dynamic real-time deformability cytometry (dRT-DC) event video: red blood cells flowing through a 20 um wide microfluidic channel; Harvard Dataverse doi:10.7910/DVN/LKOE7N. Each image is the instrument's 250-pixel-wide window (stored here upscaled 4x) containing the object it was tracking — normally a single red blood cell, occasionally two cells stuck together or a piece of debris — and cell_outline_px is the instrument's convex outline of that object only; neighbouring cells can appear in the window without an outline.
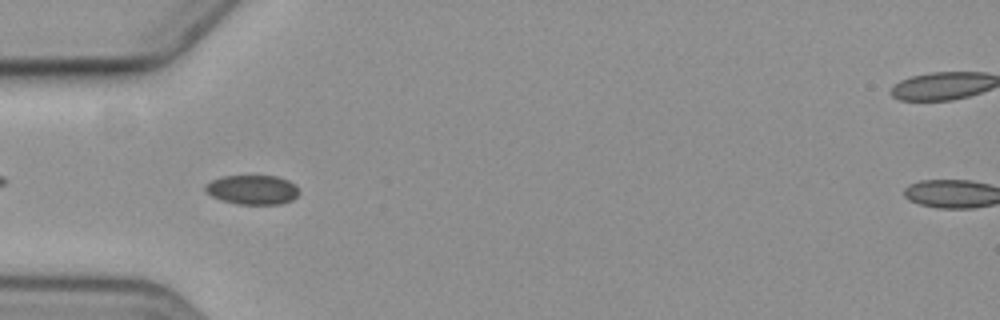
{"species": "common noctule bat (a hibernating species)", "species_latin": "Nyctalus noctula", "temperature_condition": "cold", "stored_images_in_passage": 8, "camera_frame_rate_fps": 3000, "um_per_image_px": 0.085, "animal": {"sex": "female", "body_mass_g": 19.3, "forearm_length_mm": 54.1}, "frame": {"image": 1, "passage_image": 6, "time_ms": 5.667, "image_size_px": [1000, 320], "cell_outline_px": [[300, 192], [292, 200], [280, 204], [236, 204], [220, 200], [212, 196], [204, 188], [204, 184], [212, 180], [224, 176], [276, 176], [288, 180], [296, 184]], "centroid_in_image_um": [21.47, 16.13], "position_along_channel_um": 63.5, "area_um2": 16.13}}
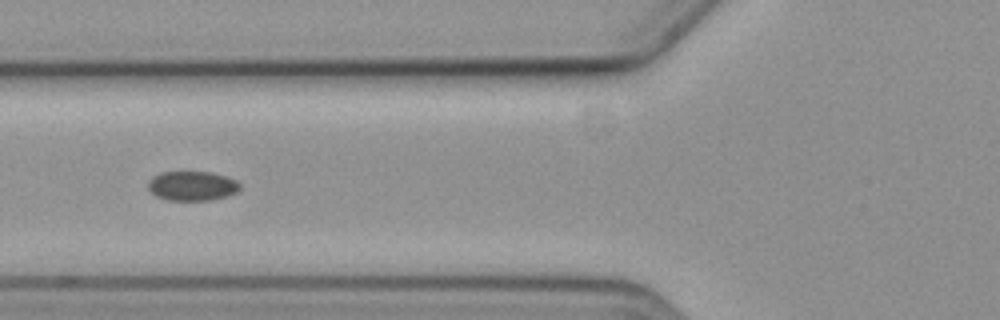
{"frame": {"image": 2, "passage_image": 7, "time_ms": 7.0, "image_size_px": [1000, 320], "cell_outline_px": [[240, 188], [236, 192], [228, 196], [212, 200], [168, 200], [156, 196], [148, 188], [148, 180], [152, 176], [160, 172], [212, 172], [236, 180], [240, 184]], "centroid_in_image_um": [16.32, 15.8], "position_along_channel_um": 109.5, "area_um2": 15.84}}